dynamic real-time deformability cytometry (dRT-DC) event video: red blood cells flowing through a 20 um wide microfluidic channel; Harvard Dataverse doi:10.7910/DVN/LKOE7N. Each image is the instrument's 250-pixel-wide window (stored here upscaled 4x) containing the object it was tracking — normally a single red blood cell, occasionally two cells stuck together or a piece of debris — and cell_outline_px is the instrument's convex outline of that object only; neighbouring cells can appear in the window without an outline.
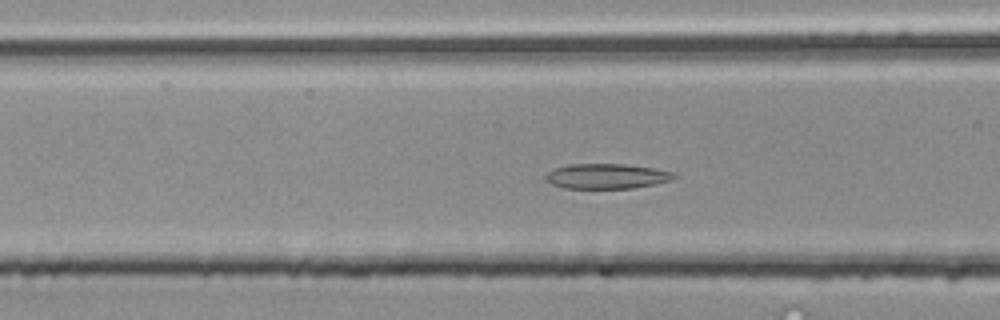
{"species": "common noctule bat (a hibernating species)", "species_latin": "Nyctalus noctula", "temperature_condition": "room temperature", "stored_images_in_passage": 49, "camera_frame_rate_fps": 3000, "um_per_image_px": 0.085, "animal": {"sex": "male", "body_mass_g": 20.4}, "frame": {"image": 1, "passage_image": 17, "time_ms": 5.333, "image_size_px": [1000, 320], "cell_outline_px": [[676, 176], [672, 180], [632, 188], [564, 188], [552, 184], [544, 180], [544, 176], [552, 168], [568, 164], [624, 164], [656, 168], [672, 172]], "centroid_in_image_um": [51.51, 14.97], "position_along_channel_um": 115.1, "area_um2": 18.79}}
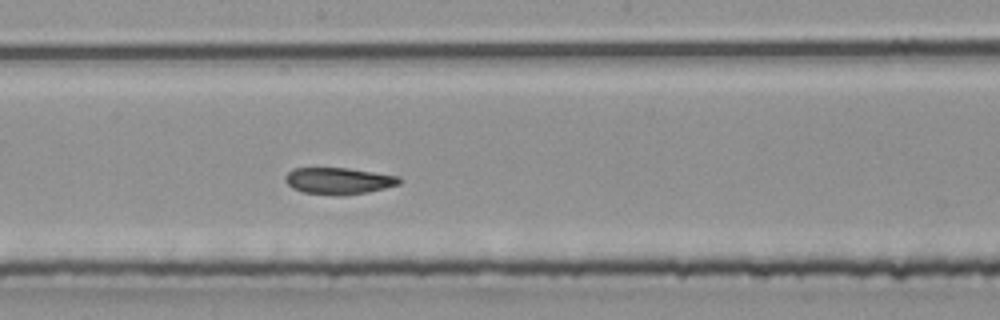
{"frame": {"image": 2, "passage_image": 25, "time_ms": 8.0, "image_size_px": [1000, 320], "cell_outline_px": [[400, 184], [368, 192], [344, 196], [336, 196], [304, 192], [292, 188], [284, 180], [284, 176], [292, 168], [348, 168], [400, 176]], "centroid_in_image_um": [28.77, 15.38], "position_along_channel_um": 219.4, "area_um2": 17.86}}
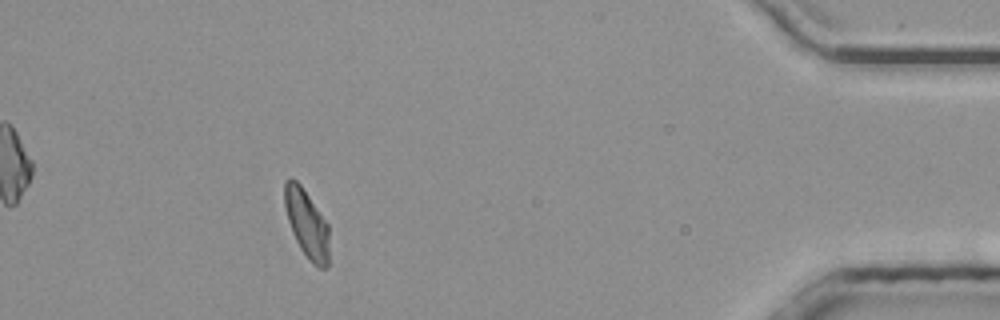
{"frame": {"image": 3, "passage_image": 44, "time_ms": 14.333, "image_size_px": [1000, 320], "cell_outline_px": [[328, 268], [316, 268], [308, 260], [300, 248], [292, 232], [288, 220], [284, 204], [284, 180], [288, 176], [296, 180], [300, 184], [328, 224]], "centroid_in_image_um": [26.06, 19.02], "position_along_channel_um": 409.1, "area_um2": 17.74}, "authors_computed_cell_mechanics": {"area_um2": 18.2648, "velocity_mm_per_s": 3.9198, "shape_relaxation_time_tau1_ms": 3.9305, "shape_relaxation_time_tau2_ms": 2.5938, "deformation_change_tau1": 0.1093, "deformation_change_tau2": 0.093}}